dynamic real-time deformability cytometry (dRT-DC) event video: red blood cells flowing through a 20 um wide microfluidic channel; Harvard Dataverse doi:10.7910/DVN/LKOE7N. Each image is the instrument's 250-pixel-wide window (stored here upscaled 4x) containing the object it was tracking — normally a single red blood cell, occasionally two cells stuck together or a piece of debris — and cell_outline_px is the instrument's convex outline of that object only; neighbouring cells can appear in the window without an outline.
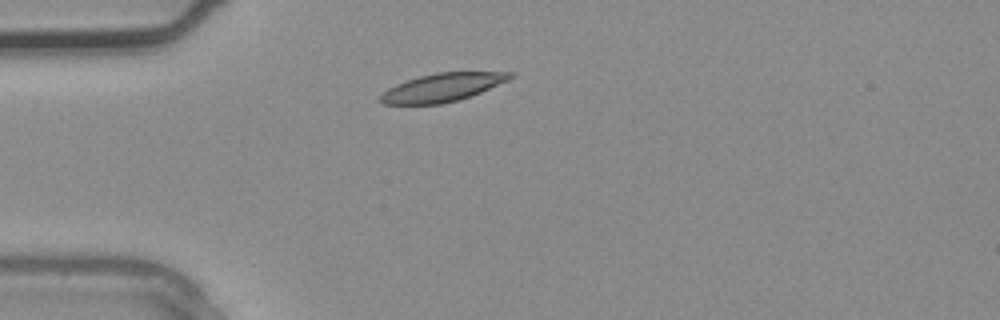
{"species": "common noctule bat (a hibernating species)", "species_latin": "Nyctalus noctula", "temperature_condition": "warm", "stored_images_in_passage": 2, "camera_frame_rate_fps": 3000, "um_per_image_px": 0.085, "animal": {"sex": "male", "body_mass_g": 20.4}, "frame": {"image": 1, "passage_image": 2, "time_ms": 0.333, "image_size_px": [1000, 320], "cell_outline_px": [[516, 76], [508, 80], [480, 92], [456, 100], [440, 104], [384, 104], [380, 100], [380, 96], [388, 88], [396, 84], [420, 76], [436, 72], [516, 72]], "centroid_in_image_um": [37.62, 7.42], "position_along_channel_um": 47.4, "area_um2": 21.04}}